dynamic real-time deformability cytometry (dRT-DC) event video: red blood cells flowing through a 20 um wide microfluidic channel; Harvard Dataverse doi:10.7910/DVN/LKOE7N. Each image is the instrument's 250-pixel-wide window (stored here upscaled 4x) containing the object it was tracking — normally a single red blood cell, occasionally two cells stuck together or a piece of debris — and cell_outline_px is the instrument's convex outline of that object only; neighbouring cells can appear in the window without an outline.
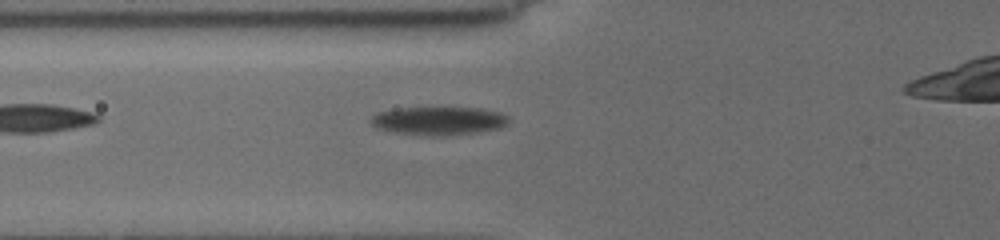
{"species": "common noctule bat (a hibernating species)", "species_latin": "Nyctalus noctula", "temperature_condition": "cold", "stored_images_in_passage": 17, "camera_frame_rate_fps": 3000, "um_per_image_px": 0.085, "animal": {"sex": "female", "body_mass_g": 19.5, "forearm_length_mm": 54.1}, "frame": {"image": 1, "passage_image": 3, "time_ms": 1.0, "image_size_px": [1000, 240], "cell_outline_px": [[508, 124], [500, 128], [480, 132], [440, 136], [424, 136], [392, 132], [376, 128], [372, 124], [372, 116], [380, 112], [400, 108], [480, 108], [500, 112], [508, 116]], "centroid_in_image_um": [37.32, 10.28], "position_along_channel_um": 88.5, "area_um2": 22.77}}
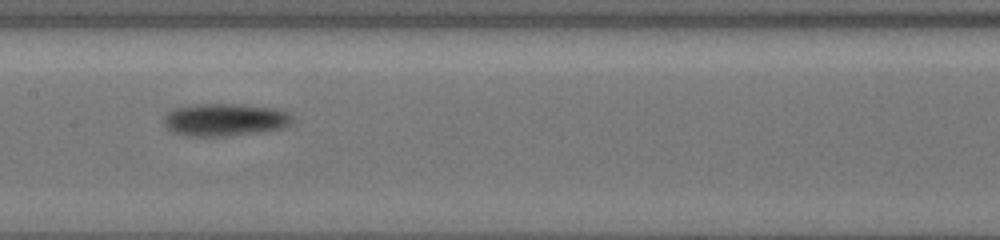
{"frame": {"image": 2, "passage_image": 12, "time_ms": 3.667, "image_size_px": [1000, 240], "cell_outline_px": [[292, 120], [288, 124], [280, 128], [256, 132], [228, 136], [188, 136], [172, 132], [164, 124], [164, 116], [172, 108], [196, 104], [240, 104], [276, 108], [288, 112], [292, 116]], "centroid_in_image_um": [19.07, 10.16], "position_along_channel_um": 188.3, "area_um2": 24.33}}
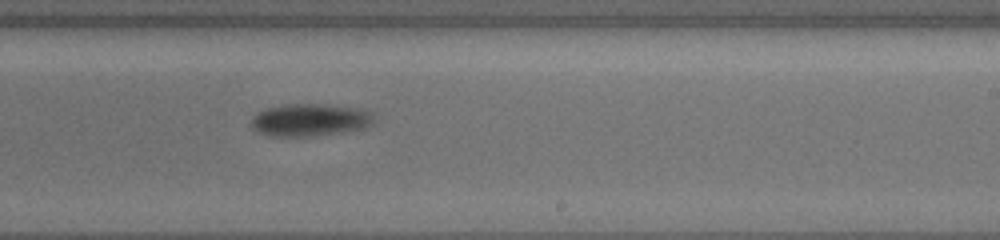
{"frame": {"image": 3, "passage_image": 17, "time_ms": 5.667, "image_size_px": [1000, 240], "cell_outline_px": [[372, 116], [368, 124], [364, 128], [340, 132], [304, 136], [272, 136], [256, 132], [252, 128], [252, 116], [268, 108], [288, 104], [324, 104], [348, 108], [364, 112]], "centroid_in_image_um": [26.19, 10.21], "position_along_channel_um": 262.8, "area_um2": 22.2}}